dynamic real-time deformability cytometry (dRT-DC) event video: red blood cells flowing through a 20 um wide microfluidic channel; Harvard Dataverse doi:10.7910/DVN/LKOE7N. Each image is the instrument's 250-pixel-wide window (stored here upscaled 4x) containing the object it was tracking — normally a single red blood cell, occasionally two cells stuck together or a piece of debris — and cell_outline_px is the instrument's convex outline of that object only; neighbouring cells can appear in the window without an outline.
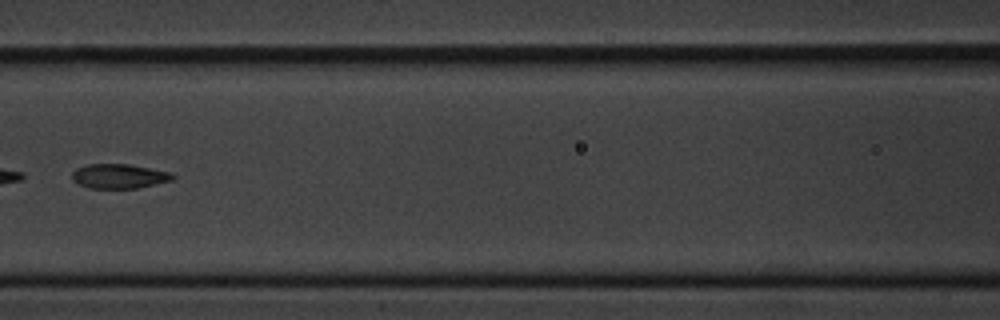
{"species": "common noctule bat (a hibernating species)", "species_latin": "Nyctalus noctula", "temperature_condition": "cold", "stored_images_in_passage": 15, "camera_frame_rate_fps": 3000, "um_per_image_px": 0.085, "animal": {"sex": "male", "body_mass_g": 20.1, "forearm_length_mm": 53.5}, "frame": {"image": 1, "passage_image": 7, "time_ms": 8.0, "image_size_px": [1000, 320], "cell_outline_px": [[176, 176], [172, 180], [136, 188], [88, 188], [72, 180], [72, 172], [76, 168], [84, 164], [128, 164], [168, 172]], "centroid_in_image_um": [10.06, 14.97], "position_along_channel_um": 156.5, "area_um2": 14.22}}
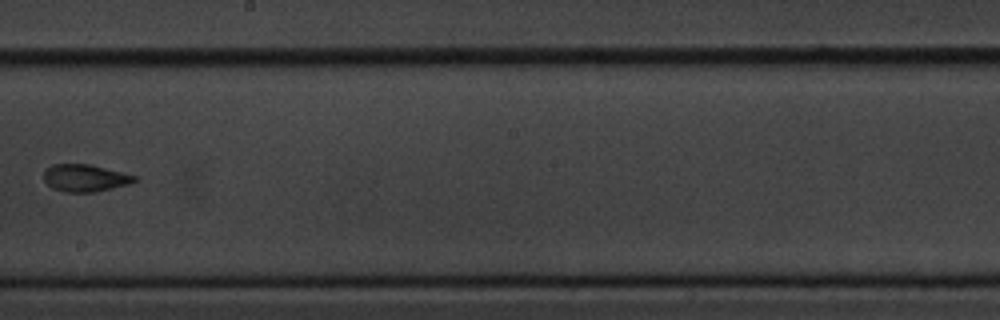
{"frame": {"image": 2, "passage_image": 9, "time_ms": 10.333, "image_size_px": [1000, 320], "cell_outline_px": [[140, 180], [128, 184], [96, 192], [64, 192], [52, 188], [44, 180], [44, 172], [52, 164], [88, 164], [136, 176]], "centroid_in_image_um": [7.23, 15.14], "position_along_channel_um": 241.0, "area_um2": 14.28}}
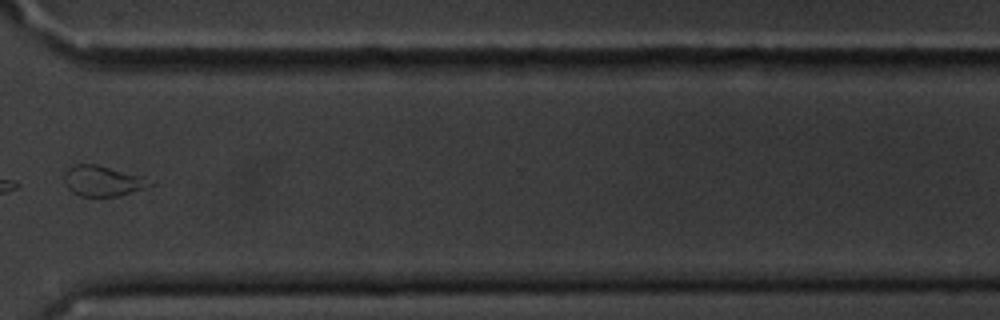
{"frame": {"image": 3, "passage_image": 12, "time_ms": 13.667, "image_size_px": [1000, 320], "cell_outline_px": [[156, 184], [120, 196], [80, 196], [72, 192], [64, 184], [64, 172], [68, 168], [76, 164], [96, 164], [144, 176]], "centroid_in_image_um": [8.74, 15.38], "position_along_channel_um": 361.9, "area_um2": 15.37}, "authors_computed_cell_mechanics": {"area_um2": 15.6638, "velocity_mm_per_s": 3.6336, "shape_relaxation_time_tau1_ms": 6.8245, "shape_relaxation_time_tau2_ms": 1.6418, "deformation_change_tau1": 0.1954, "deformation_change_tau2": 0.0378}}